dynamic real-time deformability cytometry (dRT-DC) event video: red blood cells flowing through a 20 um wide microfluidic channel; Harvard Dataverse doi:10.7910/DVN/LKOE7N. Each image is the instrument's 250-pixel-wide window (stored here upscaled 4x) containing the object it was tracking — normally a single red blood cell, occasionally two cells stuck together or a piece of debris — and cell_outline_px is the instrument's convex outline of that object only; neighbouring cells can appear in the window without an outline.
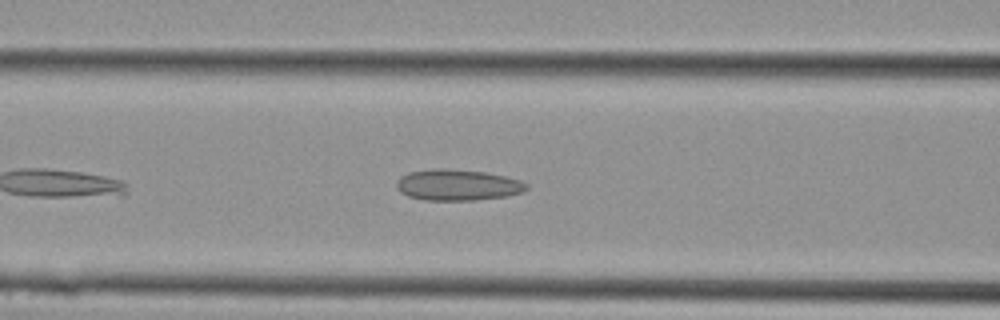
{"species": "Egyptian fruit bat (a non-hibernating species)", "species_latin": "Rousettus aegyptiacus", "temperature_condition": "cold", "stored_images_in_passage": 10, "segment_of_instrument_passage": [1, 2], "camera_frame_rate_fps": 3000, "um_per_image_px": 0.085, "animal": {"sex": "female"}, "frame": {"image": 1, "passage_image": 5, "time_ms": 1.333, "image_size_px": [1000, 320], "cell_outline_px": [[528, 188], [524, 192], [508, 196], [476, 200], [424, 200], [408, 196], [400, 192], [396, 188], [396, 180], [400, 176], [408, 172], [432, 168], [444, 168], [484, 172], [508, 176], [520, 180], [528, 184]], "centroid_in_image_um": [38.89, 15.72], "position_along_channel_um": 127.7, "area_um2": 23.93}}
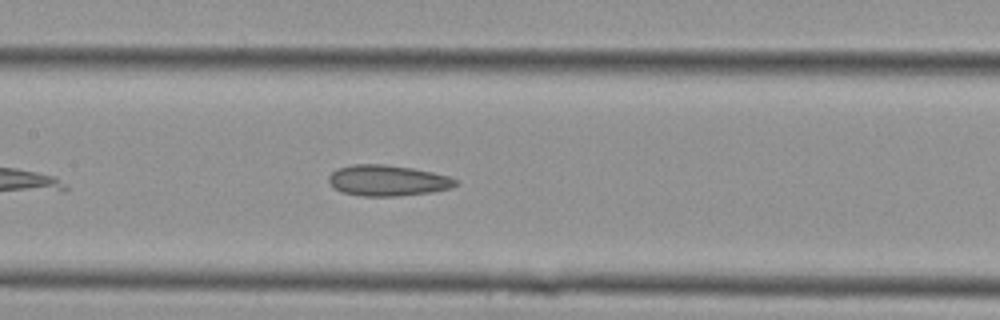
{"frame": {"image": 2, "passage_image": 7, "time_ms": 2.0, "image_size_px": [1000, 320], "cell_outline_px": [[456, 184], [452, 188], [432, 192], [396, 196], [360, 196], [340, 192], [328, 180], [328, 176], [332, 172], [340, 168], [352, 164], [384, 164], [412, 168], [432, 172], [448, 176], [456, 180]], "centroid_in_image_um": [32.94, 15.34], "position_along_channel_um": 174.5, "area_um2": 22.72}}
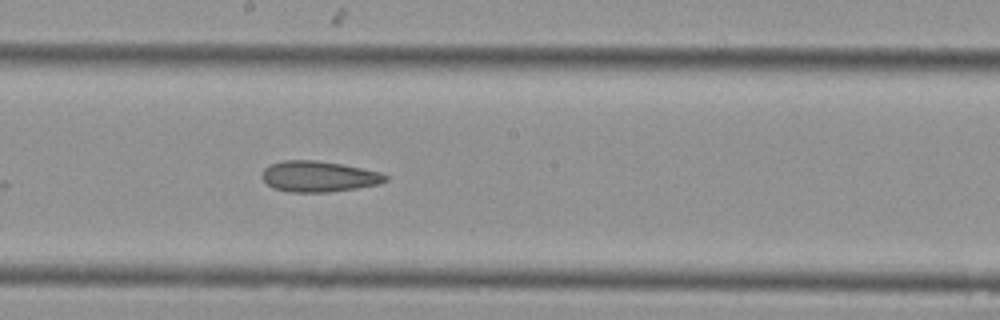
{"frame": {"image": 3, "passage_image": 9, "time_ms": 2.667, "image_size_px": [1000, 320], "cell_outline_px": [[388, 180], [380, 184], [356, 188], [328, 192], [288, 192], [272, 188], [264, 180], [264, 168], [268, 164], [284, 160], [316, 160], [344, 164], [380, 172], [388, 176]], "centroid_in_image_um": [27.11, 14.99], "position_along_channel_um": 221.1, "area_um2": 22.25}}